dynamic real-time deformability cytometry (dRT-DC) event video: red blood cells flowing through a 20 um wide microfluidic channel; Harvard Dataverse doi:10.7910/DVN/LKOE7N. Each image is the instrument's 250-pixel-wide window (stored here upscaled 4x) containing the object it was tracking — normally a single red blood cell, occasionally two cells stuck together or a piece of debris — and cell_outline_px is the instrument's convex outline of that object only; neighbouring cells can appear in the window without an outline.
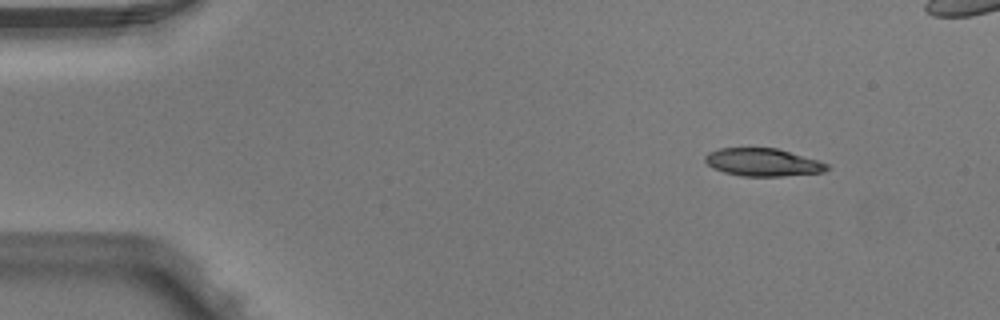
{"species": "Egyptian fruit bat (a non-hibernating species)", "species_latin": "Rousettus aegyptiacus", "temperature_condition": "warm", "stored_images_in_passage": 5, "camera_frame_rate_fps": 3000, "um_per_image_px": 0.085, "animal": {"sex": "male"}, "frame": {"image": 1, "passage_image": 1, "time_ms": 0.0, "image_size_px": [1000, 320], "cell_outline_px": [[832, 168], [824, 172], [784, 176], [740, 176], [724, 172], [712, 168], [704, 160], [704, 156], [708, 152], [720, 148], [776, 148], [816, 160], [828, 164]], "centroid_in_image_um": [64.82, 13.8], "position_along_channel_um": 20.2, "area_um2": 19.71}}
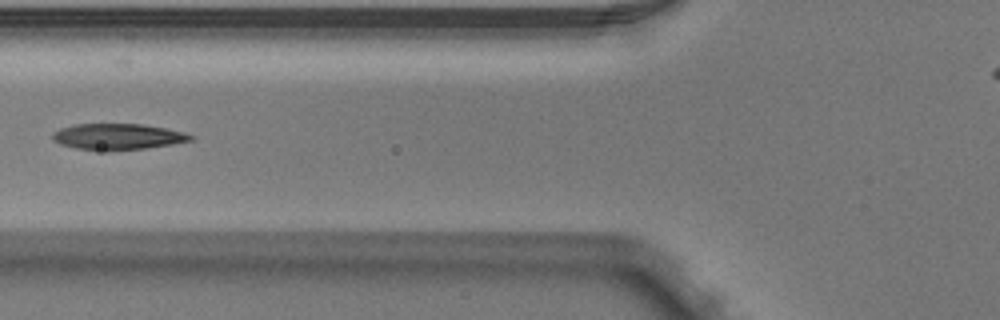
{"frame": {"image": 2, "passage_image": 5, "time_ms": 1.333, "image_size_px": [1000, 320], "cell_outline_px": [[196, 136], [192, 140], [172, 144], [144, 148], [108, 152], [76, 148], [60, 144], [52, 140], [52, 132], [60, 128], [76, 124], [144, 124], [184, 132]], "centroid_in_image_um": [9.99, 11.62], "position_along_channel_um": 115.8, "area_um2": 21.21}}